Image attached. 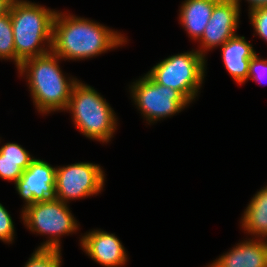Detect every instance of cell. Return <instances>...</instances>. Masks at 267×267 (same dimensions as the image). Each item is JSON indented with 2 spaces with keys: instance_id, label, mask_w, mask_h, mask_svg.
Returning <instances> with one entry per match:
<instances>
[{
  "instance_id": "1",
  "label": "cell",
  "mask_w": 267,
  "mask_h": 267,
  "mask_svg": "<svg viewBox=\"0 0 267 267\" xmlns=\"http://www.w3.org/2000/svg\"><path fill=\"white\" fill-rule=\"evenodd\" d=\"M125 42V36L107 26L72 14H55L51 51L61 59L95 57Z\"/></svg>"
},
{
  "instance_id": "2",
  "label": "cell",
  "mask_w": 267,
  "mask_h": 267,
  "mask_svg": "<svg viewBox=\"0 0 267 267\" xmlns=\"http://www.w3.org/2000/svg\"><path fill=\"white\" fill-rule=\"evenodd\" d=\"M61 58L50 51L42 56L27 59L17 68L26 75L29 91L37 110L42 113L66 110L77 78H66L58 65Z\"/></svg>"
},
{
  "instance_id": "3",
  "label": "cell",
  "mask_w": 267,
  "mask_h": 267,
  "mask_svg": "<svg viewBox=\"0 0 267 267\" xmlns=\"http://www.w3.org/2000/svg\"><path fill=\"white\" fill-rule=\"evenodd\" d=\"M56 12L27 0L12 2L9 13L13 28L17 68L23 61L51 51L53 21ZM44 44H47L49 49L44 48Z\"/></svg>"
},
{
  "instance_id": "4",
  "label": "cell",
  "mask_w": 267,
  "mask_h": 267,
  "mask_svg": "<svg viewBox=\"0 0 267 267\" xmlns=\"http://www.w3.org/2000/svg\"><path fill=\"white\" fill-rule=\"evenodd\" d=\"M110 104L91 86L77 82L66 110L72 112L73 122L86 137L109 142L117 126Z\"/></svg>"
},
{
  "instance_id": "5",
  "label": "cell",
  "mask_w": 267,
  "mask_h": 267,
  "mask_svg": "<svg viewBox=\"0 0 267 267\" xmlns=\"http://www.w3.org/2000/svg\"><path fill=\"white\" fill-rule=\"evenodd\" d=\"M205 63V57L192 50L162 60L147 74L156 83L179 91L191 103L203 83Z\"/></svg>"
},
{
  "instance_id": "6",
  "label": "cell",
  "mask_w": 267,
  "mask_h": 267,
  "mask_svg": "<svg viewBox=\"0 0 267 267\" xmlns=\"http://www.w3.org/2000/svg\"><path fill=\"white\" fill-rule=\"evenodd\" d=\"M22 218L30 231L50 235V239L42 243L38 249L60 250V236L69 235L78 229L77 221L67 207V203L58 199L36 202L27 206L22 210Z\"/></svg>"
},
{
  "instance_id": "7",
  "label": "cell",
  "mask_w": 267,
  "mask_h": 267,
  "mask_svg": "<svg viewBox=\"0 0 267 267\" xmlns=\"http://www.w3.org/2000/svg\"><path fill=\"white\" fill-rule=\"evenodd\" d=\"M129 88L135 105L150 123L179 113L190 104L179 91L156 83L148 74Z\"/></svg>"
},
{
  "instance_id": "8",
  "label": "cell",
  "mask_w": 267,
  "mask_h": 267,
  "mask_svg": "<svg viewBox=\"0 0 267 267\" xmlns=\"http://www.w3.org/2000/svg\"><path fill=\"white\" fill-rule=\"evenodd\" d=\"M105 181L101 166L80 162L56 168V199L69 200L93 196L103 190Z\"/></svg>"
},
{
  "instance_id": "9",
  "label": "cell",
  "mask_w": 267,
  "mask_h": 267,
  "mask_svg": "<svg viewBox=\"0 0 267 267\" xmlns=\"http://www.w3.org/2000/svg\"><path fill=\"white\" fill-rule=\"evenodd\" d=\"M56 168L48 162L34 158L30 166L14 183L18 194L25 201V206L36 202L56 199Z\"/></svg>"
},
{
  "instance_id": "10",
  "label": "cell",
  "mask_w": 267,
  "mask_h": 267,
  "mask_svg": "<svg viewBox=\"0 0 267 267\" xmlns=\"http://www.w3.org/2000/svg\"><path fill=\"white\" fill-rule=\"evenodd\" d=\"M239 17V6L233 0H220L214 6L210 20L199 39L201 46L197 51L205 57V51L222 46L236 34Z\"/></svg>"
},
{
  "instance_id": "11",
  "label": "cell",
  "mask_w": 267,
  "mask_h": 267,
  "mask_svg": "<svg viewBox=\"0 0 267 267\" xmlns=\"http://www.w3.org/2000/svg\"><path fill=\"white\" fill-rule=\"evenodd\" d=\"M81 247L92 260L105 267H121L127 262V254L115 234L93 230L80 239Z\"/></svg>"
},
{
  "instance_id": "12",
  "label": "cell",
  "mask_w": 267,
  "mask_h": 267,
  "mask_svg": "<svg viewBox=\"0 0 267 267\" xmlns=\"http://www.w3.org/2000/svg\"><path fill=\"white\" fill-rule=\"evenodd\" d=\"M256 239L238 243L208 267H267V241Z\"/></svg>"
},
{
  "instance_id": "13",
  "label": "cell",
  "mask_w": 267,
  "mask_h": 267,
  "mask_svg": "<svg viewBox=\"0 0 267 267\" xmlns=\"http://www.w3.org/2000/svg\"><path fill=\"white\" fill-rule=\"evenodd\" d=\"M221 49L224 65L231 77L239 84L244 83L248 78L250 59L256 54L250 42L235 34Z\"/></svg>"
},
{
  "instance_id": "14",
  "label": "cell",
  "mask_w": 267,
  "mask_h": 267,
  "mask_svg": "<svg viewBox=\"0 0 267 267\" xmlns=\"http://www.w3.org/2000/svg\"><path fill=\"white\" fill-rule=\"evenodd\" d=\"M220 0H185L180 8L179 20L190 38L199 40L210 20L214 6Z\"/></svg>"
},
{
  "instance_id": "15",
  "label": "cell",
  "mask_w": 267,
  "mask_h": 267,
  "mask_svg": "<svg viewBox=\"0 0 267 267\" xmlns=\"http://www.w3.org/2000/svg\"><path fill=\"white\" fill-rule=\"evenodd\" d=\"M34 158L17 143H6L0 148V177L14 181L23 174Z\"/></svg>"
},
{
  "instance_id": "16",
  "label": "cell",
  "mask_w": 267,
  "mask_h": 267,
  "mask_svg": "<svg viewBox=\"0 0 267 267\" xmlns=\"http://www.w3.org/2000/svg\"><path fill=\"white\" fill-rule=\"evenodd\" d=\"M244 231L249 234L267 237V186L259 190L251 199L241 219Z\"/></svg>"
},
{
  "instance_id": "17",
  "label": "cell",
  "mask_w": 267,
  "mask_h": 267,
  "mask_svg": "<svg viewBox=\"0 0 267 267\" xmlns=\"http://www.w3.org/2000/svg\"><path fill=\"white\" fill-rule=\"evenodd\" d=\"M0 59H11L16 64V52L10 13L0 17Z\"/></svg>"
},
{
  "instance_id": "18",
  "label": "cell",
  "mask_w": 267,
  "mask_h": 267,
  "mask_svg": "<svg viewBox=\"0 0 267 267\" xmlns=\"http://www.w3.org/2000/svg\"><path fill=\"white\" fill-rule=\"evenodd\" d=\"M61 263V250L37 249L24 267H60Z\"/></svg>"
},
{
  "instance_id": "19",
  "label": "cell",
  "mask_w": 267,
  "mask_h": 267,
  "mask_svg": "<svg viewBox=\"0 0 267 267\" xmlns=\"http://www.w3.org/2000/svg\"><path fill=\"white\" fill-rule=\"evenodd\" d=\"M250 22L260 38L267 41V7L249 11Z\"/></svg>"
},
{
  "instance_id": "20",
  "label": "cell",
  "mask_w": 267,
  "mask_h": 267,
  "mask_svg": "<svg viewBox=\"0 0 267 267\" xmlns=\"http://www.w3.org/2000/svg\"><path fill=\"white\" fill-rule=\"evenodd\" d=\"M14 223L6 208L0 203V240L12 243L14 240Z\"/></svg>"
},
{
  "instance_id": "21",
  "label": "cell",
  "mask_w": 267,
  "mask_h": 267,
  "mask_svg": "<svg viewBox=\"0 0 267 267\" xmlns=\"http://www.w3.org/2000/svg\"><path fill=\"white\" fill-rule=\"evenodd\" d=\"M250 78L258 81L259 83L267 78V60L259 58L257 54L250 59L247 80Z\"/></svg>"
},
{
  "instance_id": "22",
  "label": "cell",
  "mask_w": 267,
  "mask_h": 267,
  "mask_svg": "<svg viewBox=\"0 0 267 267\" xmlns=\"http://www.w3.org/2000/svg\"><path fill=\"white\" fill-rule=\"evenodd\" d=\"M238 6H239V9H240V1L241 0H233ZM249 3H250V6H249V11H253V10H256L258 8H263V7H267V0H247Z\"/></svg>"
},
{
  "instance_id": "23",
  "label": "cell",
  "mask_w": 267,
  "mask_h": 267,
  "mask_svg": "<svg viewBox=\"0 0 267 267\" xmlns=\"http://www.w3.org/2000/svg\"><path fill=\"white\" fill-rule=\"evenodd\" d=\"M14 0H0V17L9 13L10 6Z\"/></svg>"
}]
</instances>
